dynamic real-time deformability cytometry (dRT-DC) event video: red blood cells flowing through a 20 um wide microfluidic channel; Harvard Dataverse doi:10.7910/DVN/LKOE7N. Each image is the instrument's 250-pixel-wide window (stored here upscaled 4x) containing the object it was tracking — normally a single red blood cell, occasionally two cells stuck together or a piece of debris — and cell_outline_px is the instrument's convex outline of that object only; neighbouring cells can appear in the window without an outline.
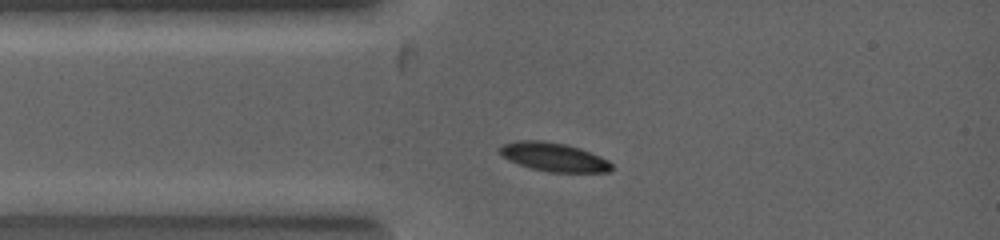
{"species": "common noctule bat (a hibernating species)", "species_latin": "Nyctalus noctula", "temperature_condition": "warm", "stored_images_in_passage": 3, "camera_frame_rate_fps": 5000, "um_per_image_px": 0.085, "animal": {"sex": "female", "body_mass_g": 19.0, "forearm_length_mm": 53.3}, "frame": {"image": 1, "passage_image": 2, "time_ms": 0.6, "image_size_px": [1000, 240], "cell_outline_px": [[612, 168], [608, 172], [548, 172], [532, 168], [520, 164], [504, 156], [496, 148], [504, 144], [516, 140], [544, 140], [564, 144], [580, 148], [600, 156], [608, 160], [612, 164]], "centroid_in_image_um": [47.08, 13.33], "position_along_channel_um": 37.9, "area_um2": 18.55}}